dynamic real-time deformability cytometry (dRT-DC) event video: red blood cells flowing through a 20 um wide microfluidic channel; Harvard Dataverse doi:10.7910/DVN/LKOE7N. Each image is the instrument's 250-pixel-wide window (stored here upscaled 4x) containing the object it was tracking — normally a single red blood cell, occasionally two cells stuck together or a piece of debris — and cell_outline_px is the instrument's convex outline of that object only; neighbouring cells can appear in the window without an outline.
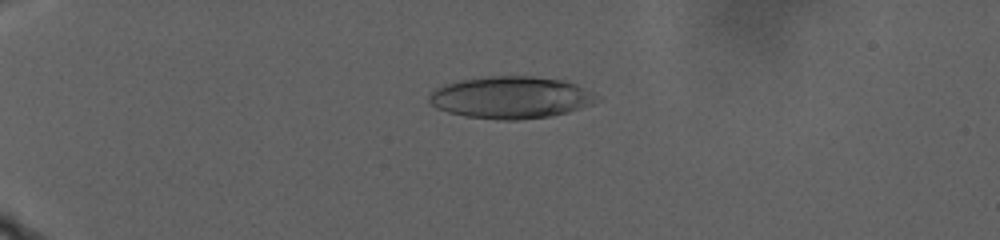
{"species": "human", "species_latin": "Homo sapiens", "temperature_condition": "warm", "stored_images_in_passage": 104, "camera_frame_rate_fps": 3000, "um_per_image_px": 0.085, "donor": {"sex": "male"}, "frame": {"image": 1, "passage_image": 32, "time_ms": 10.333, "image_size_px": [1000, 240], "cell_outline_px": [[600, 100], [592, 104], [568, 112], [548, 116], [516, 120], [500, 120], [464, 116], [448, 112], [436, 108], [428, 100], [428, 96], [436, 88], [444, 84], [456, 80], [488, 76], [532, 76], [564, 80], [576, 84], [600, 96]], "centroid_in_image_um": [43.42, 8.27], "position_along_channel_um": 41.6, "area_um2": 41.33}}
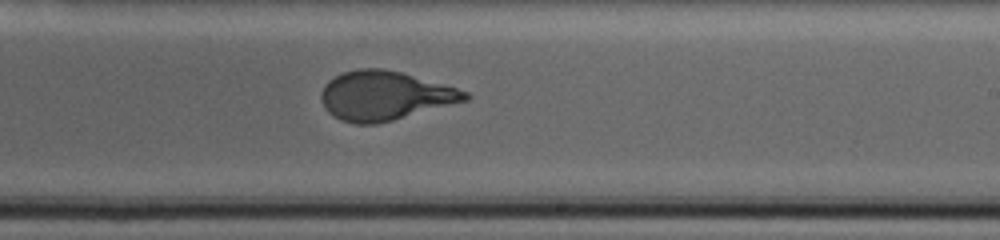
{"frame": {"image": 2, "passage_image": 73, "time_ms": 24.0, "image_size_px": [1000, 240], "cell_outline_px": [[472, 96], [468, 100], [392, 120], [376, 124], [356, 124], [340, 120], [332, 116], [324, 108], [320, 100], [320, 92], [324, 84], [328, 80], [344, 72], [360, 68], [384, 68], [400, 72], [456, 88], [468, 92]], "centroid_in_image_um": [32.65, 8.14], "position_along_channel_um": 256.4, "area_um2": 41.1}}
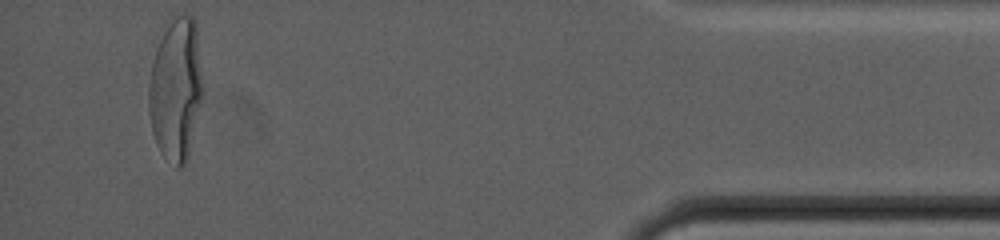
{"frame": {"image": 3, "passage_image": 104, "time_ms": 34.333, "image_size_px": [1000, 240], "cell_outline_px": [[204, 92], [188, 160], [180, 168], [176, 168], [160, 152], [156, 144], [152, 132], [148, 112], [148, 88], [152, 60], [156, 48], [164, 32], [172, 20], [176, 16], [184, 12], [188, 12], [196, 20]], "centroid_in_image_um": [14.97, 7.61], "position_along_channel_um": 420.2, "area_um2": 45.84}, "authors_computed_cell_mechanics": {"area_um2": 41.5004, "velocity_mm_per_s": 2.0819, "shape_relaxation_time_tau1_ms": 9.5403, "shape_relaxation_time_tau2_ms": null, "deformation_change_tau1": 0.2674, "deformation_change_tau2": null}}